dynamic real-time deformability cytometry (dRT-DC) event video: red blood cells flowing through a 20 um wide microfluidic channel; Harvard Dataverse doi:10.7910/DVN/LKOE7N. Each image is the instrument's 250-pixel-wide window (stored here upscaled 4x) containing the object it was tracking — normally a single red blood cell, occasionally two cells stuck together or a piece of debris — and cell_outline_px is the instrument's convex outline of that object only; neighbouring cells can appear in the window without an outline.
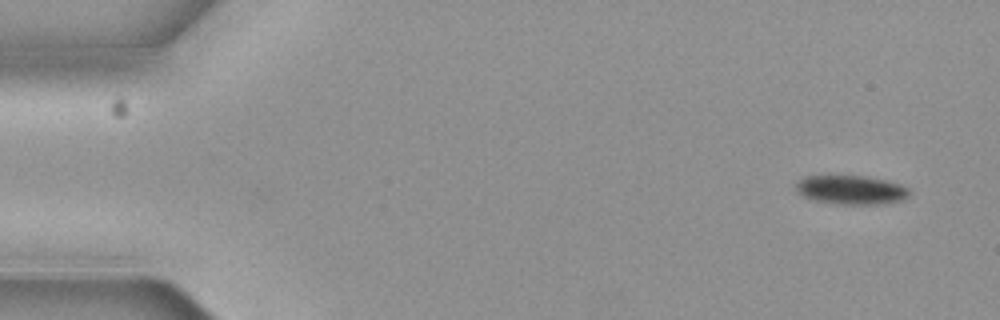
{"species": "common noctule bat (a hibernating species)", "species_latin": "Nyctalus noctula", "temperature_condition": "cold", "stored_images_in_passage": 4, "camera_frame_rate_fps": 3000, "um_per_image_px": 0.085, "animal": {"sex": "female", "body_mass_g": 19.3, "forearm_length_mm": 54.1}, "frame": {"image": 1, "passage_image": 1, "time_ms": 0.0, "image_size_px": [1000, 320], "cell_outline_px": [[908, 196], [904, 200], [884, 204], [836, 204], [816, 200], [804, 196], [796, 188], [796, 184], [804, 176], [828, 172], [864, 176], [884, 180], [900, 184], [908, 188]], "centroid_in_image_um": [72.31, 16.09], "position_along_channel_um": 12.7, "area_um2": 19.77}}
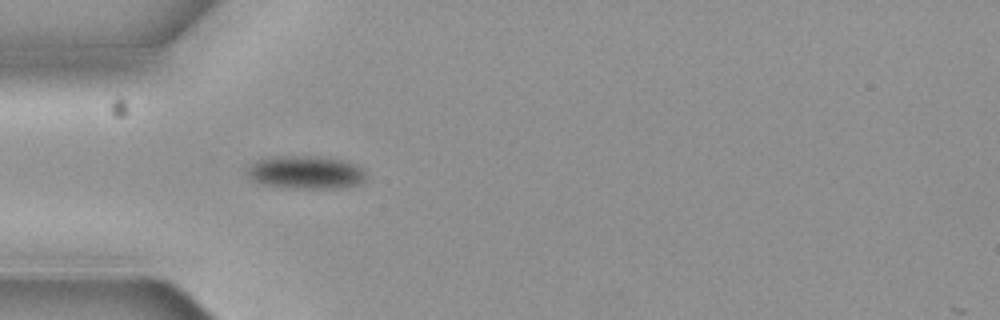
{"frame": {"image": 2, "passage_image": 4, "time_ms": 1.0, "image_size_px": [1000, 320], "cell_outline_px": [[364, 180], [360, 184], [332, 188], [300, 188], [260, 184], [252, 180], [244, 172], [256, 160], [280, 156], [304, 156], [340, 160], [356, 164], [364, 168]], "centroid_in_image_um": [25.95, 14.65], "position_along_channel_um": 59.0, "area_um2": 22.54}}